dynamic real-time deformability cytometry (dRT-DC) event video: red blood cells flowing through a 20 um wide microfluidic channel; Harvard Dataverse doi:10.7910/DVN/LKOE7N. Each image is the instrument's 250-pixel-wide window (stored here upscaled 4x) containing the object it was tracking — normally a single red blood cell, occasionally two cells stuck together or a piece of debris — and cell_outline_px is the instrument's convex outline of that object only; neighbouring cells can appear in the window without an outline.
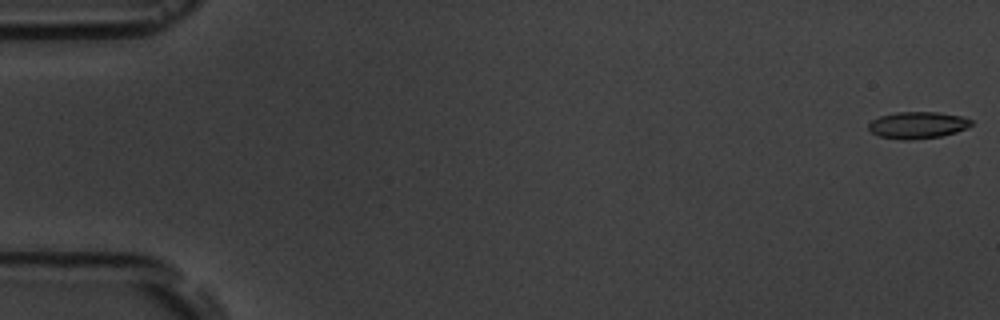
{"species": "common noctule bat (a hibernating species)", "species_latin": "Nyctalus noctula", "temperature_condition": "room temperature", "stored_images_in_passage": 4, "camera_frame_rate_fps": 3000, "um_per_image_px": 0.085, "animal": {"sex": "male", "body_mass_g": 19.5, "forearm_length_mm": 54.6}, "frame": {"image": 1, "passage_image": 1, "time_ms": 0.0, "image_size_px": [1000, 320], "cell_outline_px": [[972, 124], [968, 128], [956, 132], [940, 136], [908, 140], [900, 140], [880, 136], [872, 132], [868, 128], [868, 124], [872, 120], [880, 116], [896, 112], [940, 112], [960, 116], [972, 120]], "centroid_in_image_um": [78.0, 10.63], "position_along_channel_um": 7.0, "area_um2": 16.01}}